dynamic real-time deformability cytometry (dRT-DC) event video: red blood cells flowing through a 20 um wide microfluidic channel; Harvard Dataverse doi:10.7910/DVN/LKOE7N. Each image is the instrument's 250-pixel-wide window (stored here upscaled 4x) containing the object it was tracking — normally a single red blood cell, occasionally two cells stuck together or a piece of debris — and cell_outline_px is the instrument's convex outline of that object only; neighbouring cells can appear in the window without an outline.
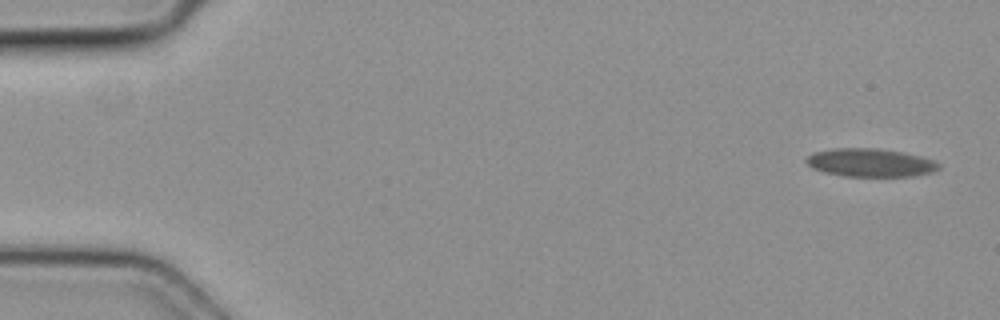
{"species": "common noctule bat (a hibernating species)", "species_latin": "Nyctalus noctula", "temperature_condition": "cold", "stored_images_in_passage": 5, "camera_frame_rate_fps": 3000, "um_per_image_px": 0.085, "animal": {"sex": "female", "body_mass_g": 19.3, "forearm_length_mm": 54.1}, "frame": {"image": 1, "passage_image": 1, "time_ms": 0.0, "image_size_px": [1000, 320], "cell_outline_px": [[940, 168], [932, 172], [912, 176], [844, 176], [824, 172], [812, 168], [804, 160], [808, 156], [816, 152], [836, 148], [876, 148], [904, 152], [920, 156], [932, 160], [940, 164]], "centroid_in_image_um": [73.98, 13.82], "position_along_channel_um": 11.0, "area_um2": 21.68}}